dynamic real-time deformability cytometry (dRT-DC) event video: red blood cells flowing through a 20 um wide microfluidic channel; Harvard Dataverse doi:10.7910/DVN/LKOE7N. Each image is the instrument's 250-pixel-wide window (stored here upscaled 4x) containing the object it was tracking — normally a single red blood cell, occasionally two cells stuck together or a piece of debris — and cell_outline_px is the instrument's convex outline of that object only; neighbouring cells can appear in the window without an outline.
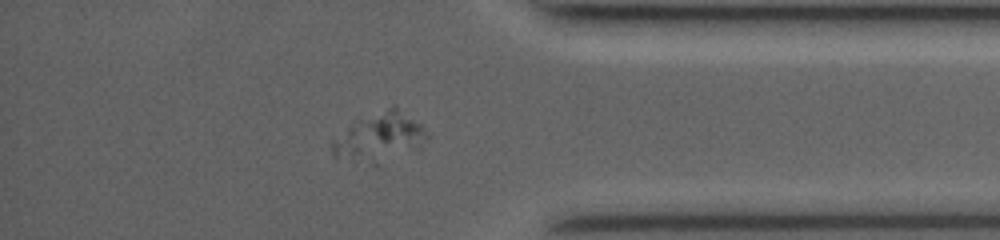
{"species": "common noctule bat (a hibernating species)", "species_latin": "Nyctalus noctula", "temperature_condition": "room temperature", "stored_images_in_passage": 24, "camera_frame_rate_fps": 3500, "um_per_image_px": 0.085, "animal": {"sex": "female", "body_mass_g": 19.0, "forearm_length_mm": 53.3}, "frame": {"image": 1, "passage_image": 19, "time_ms": 9.143, "image_size_px": [1000, 240], "cell_outline_px": [[432, 136], [420, 148], [336, 156], [332, 152], [332, 140], [356, 120], [392, 104], [396, 104], [420, 124]], "centroid_in_image_um": [32.39, 11.34], "position_along_channel_um": 402.8, "area_um2": 23.29}}